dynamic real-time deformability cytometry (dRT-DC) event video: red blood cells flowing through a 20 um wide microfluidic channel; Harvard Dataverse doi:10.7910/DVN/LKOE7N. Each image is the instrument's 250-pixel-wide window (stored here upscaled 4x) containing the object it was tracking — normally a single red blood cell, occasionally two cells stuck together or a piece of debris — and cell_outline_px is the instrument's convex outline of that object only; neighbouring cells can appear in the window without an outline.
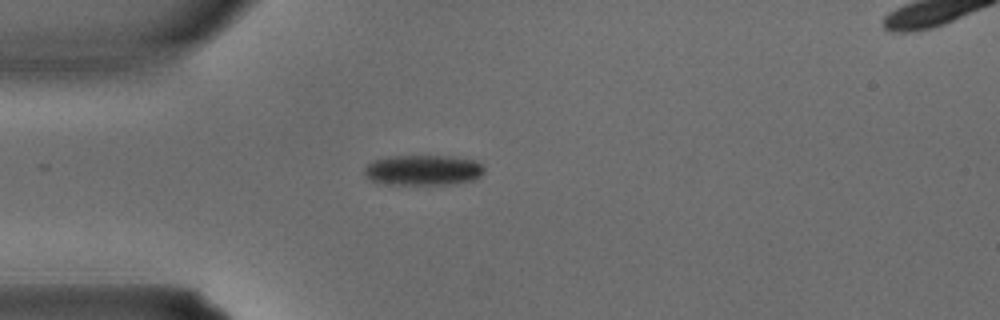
{"species": "common noctule bat (a hibernating species)", "species_latin": "Nyctalus noctula", "temperature_condition": "warm", "stored_images_in_passage": 4, "camera_frame_rate_fps": 3000, "um_per_image_px": 0.085, "animal": {"sex": "male", "body_mass_g": 15.6}, "frame": {"image": 1, "passage_image": 4, "time_ms": 1.0, "image_size_px": [1000, 320], "cell_outline_px": [[484, 172], [480, 176], [472, 180], [456, 184], [384, 184], [372, 180], [364, 176], [364, 168], [372, 160], [388, 156], [452, 156], [476, 160], [484, 164]], "centroid_in_image_um": [35.98, 14.45], "position_along_channel_um": 49.0, "area_um2": 21.5}}